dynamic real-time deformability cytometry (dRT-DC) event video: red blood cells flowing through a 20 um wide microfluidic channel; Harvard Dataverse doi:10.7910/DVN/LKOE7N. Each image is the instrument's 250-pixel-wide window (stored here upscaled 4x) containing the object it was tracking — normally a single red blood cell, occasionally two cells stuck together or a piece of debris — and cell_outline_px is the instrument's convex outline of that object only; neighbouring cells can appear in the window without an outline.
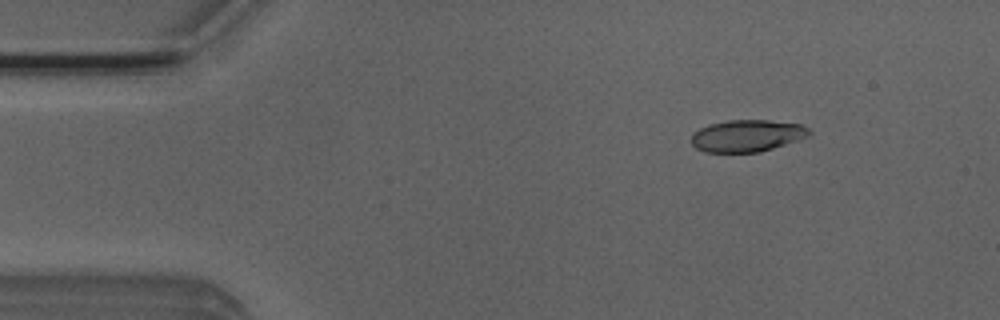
{"species": "Egyptian fruit bat (a non-hibernating species)", "species_latin": "Rousettus aegyptiacus", "temperature_condition": "room temperature", "stored_images_in_passage": 4, "camera_frame_rate_fps": 3000, "um_per_image_px": 0.085, "animal": {"sex": "male"}, "frame": {"image": 1, "passage_image": 2, "time_ms": 0.333, "image_size_px": [1000, 320], "cell_outline_px": [[812, 132], [808, 136], [760, 152], [704, 152], [696, 148], [692, 144], [692, 132], [708, 124], [728, 120], [768, 120], [800, 124], [808, 128]], "centroid_in_image_um": [63.46, 11.53], "position_along_channel_um": 21.5, "area_um2": 21.85}}